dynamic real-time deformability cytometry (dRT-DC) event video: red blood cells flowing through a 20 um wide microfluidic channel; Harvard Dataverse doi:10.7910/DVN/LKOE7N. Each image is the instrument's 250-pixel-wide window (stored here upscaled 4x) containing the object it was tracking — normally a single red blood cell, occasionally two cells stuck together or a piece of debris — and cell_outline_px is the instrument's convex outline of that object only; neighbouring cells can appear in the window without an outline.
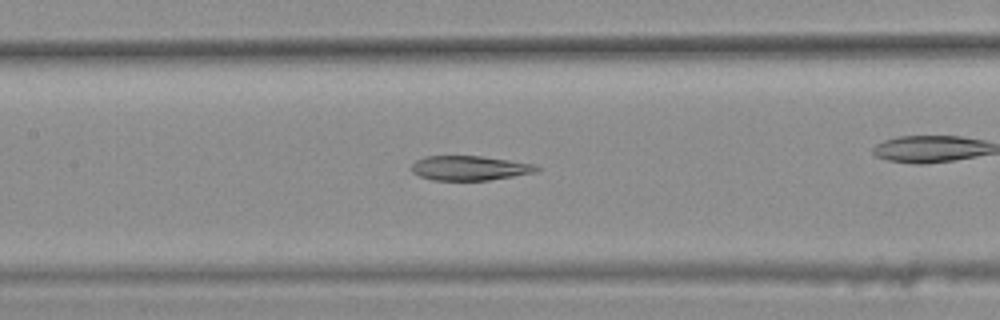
{"species": "common noctule bat (a hibernating species)", "species_latin": "Nyctalus noctula", "temperature_condition": "warm", "stored_images_in_passage": 33, "camera_frame_rate_fps": 3000, "um_per_image_px": 0.085, "animal": {"sex": "female", "body_mass_g": 25.1}, "frame": {"image": 1, "passage_image": 15, "time_ms": 4.667, "image_size_px": [1000, 320], "cell_outline_px": [[540, 168], [536, 172], [488, 180], [432, 180], [420, 176], [412, 172], [408, 168], [416, 160], [424, 156], [480, 156], [536, 164]], "centroid_in_image_um": [39.87, 14.28], "position_along_channel_um": 167.5, "area_um2": 17.92}}
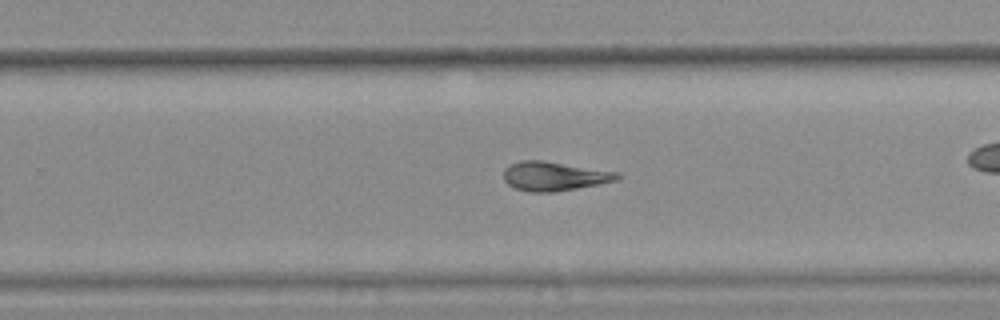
{"frame": {"image": 2, "passage_image": 24, "time_ms": 7.667, "image_size_px": [1000, 320], "cell_outline_px": [[620, 176], [616, 180], [600, 184], [556, 192], [528, 192], [516, 188], [508, 184], [504, 180], [504, 168], [520, 160], [544, 160], [620, 172]], "centroid_in_image_um": [47.12, 14.97], "position_along_channel_um": 282.7, "area_um2": 19.42}, "authors_computed_cell_mechanics": {"area_um2": 18.7272, "velocity_mm_per_s": 3.8517, "shape_relaxation_time_tau1_ms": null, "shape_relaxation_time_tau2_ms": 6.557, "deformation_change_tau1": null, "deformation_change_tau2": 0.1798}}